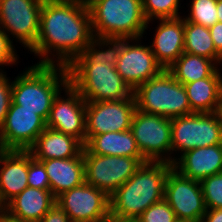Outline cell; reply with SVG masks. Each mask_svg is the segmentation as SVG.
<instances>
[{
    "label": "cell",
    "mask_w": 222,
    "mask_h": 222,
    "mask_svg": "<svg viewBox=\"0 0 222 222\" xmlns=\"http://www.w3.org/2000/svg\"><path fill=\"white\" fill-rule=\"evenodd\" d=\"M209 30L216 51L222 56V23L216 22L213 26L209 27Z\"/></svg>",
    "instance_id": "cell-35"
},
{
    "label": "cell",
    "mask_w": 222,
    "mask_h": 222,
    "mask_svg": "<svg viewBox=\"0 0 222 222\" xmlns=\"http://www.w3.org/2000/svg\"><path fill=\"white\" fill-rule=\"evenodd\" d=\"M104 222H137L136 219L118 218L113 215H109Z\"/></svg>",
    "instance_id": "cell-38"
},
{
    "label": "cell",
    "mask_w": 222,
    "mask_h": 222,
    "mask_svg": "<svg viewBox=\"0 0 222 222\" xmlns=\"http://www.w3.org/2000/svg\"><path fill=\"white\" fill-rule=\"evenodd\" d=\"M40 222H72L65 211L55 203Z\"/></svg>",
    "instance_id": "cell-34"
},
{
    "label": "cell",
    "mask_w": 222,
    "mask_h": 222,
    "mask_svg": "<svg viewBox=\"0 0 222 222\" xmlns=\"http://www.w3.org/2000/svg\"><path fill=\"white\" fill-rule=\"evenodd\" d=\"M158 20L160 23L150 47L156 61L167 69L184 53V18Z\"/></svg>",
    "instance_id": "cell-19"
},
{
    "label": "cell",
    "mask_w": 222,
    "mask_h": 222,
    "mask_svg": "<svg viewBox=\"0 0 222 222\" xmlns=\"http://www.w3.org/2000/svg\"><path fill=\"white\" fill-rule=\"evenodd\" d=\"M85 182L109 197L122 186L147 160L144 157H123L91 154L83 148Z\"/></svg>",
    "instance_id": "cell-8"
},
{
    "label": "cell",
    "mask_w": 222,
    "mask_h": 222,
    "mask_svg": "<svg viewBox=\"0 0 222 222\" xmlns=\"http://www.w3.org/2000/svg\"><path fill=\"white\" fill-rule=\"evenodd\" d=\"M172 163L147 161L110 196V214L137 219L154 203L164 199V186Z\"/></svg>",
    "instance_id": "cell-3"
},
{
    "label": "cell",
    "mask_w": 222,
    "mask_h": 222,
    "mask_svg": "<svg viewBox=\"0 0 222 222\" xmlns=\"http://www.w3.org/2000/svg\"><path fill=\"white\" fill-rule=\"evenodd\" d=\"M0 222H24L8 215L4 210L0 209Z\"/></svg>",
    "instance_id": "cell-37"
},
{
    "label": "cell",
    "mask_w": 222,
    "mask_h": 222,
    "mask_svg": "<svg viewBox=\"0 0 222 222\" xmlns=\"http://www.w3.org/2000/svg\"><path fill=\"white\" fill-rule=\"evenodd\" d=\"M164 199L178 220L200 222L207 210L200 181L186 178L173 168L166 177Z\"/></svg>",
    "instance_id": "cell-13"
},
{
    "label": "cell",
    "mask_w": 222,
    "mask_h": 222,
    "mask_svg": "<svg viewBox=\"0 0 222 222\" xmlns=\"http://www.w3.org/2000/svg\"><path fill=\"white\" fill-rule=\"evenodd\" d=\"M200 222H222V208L207 209Z\"/></svg>",
    "instance_id": "cell-36"
},
{
    "label": "cell",
    "mask_w": 222,
    "mask_h": 222,
    "mask_svg": "<svg viewBox=\"0 0 222 222\" xmlns=\"http://www.w3.org/2000/svg\"><path fill=\"white\" fill-rule=\"evenodd\" d=\"M122 44L123 39L94 36L67 67L69 83L86 102L120 100L133 95L115 68Z\"/></svg>",
    "instance_id": "cell-2"
},
{
    "label": "cell",
    "mask_w": 222,
    "mask_h": 222,
    "mask_svg": "<svg viewBox=\"0 0 222 222\" xmlns=\"http://www.w3.org/2000/svg\"><path fill=\"white\" fill-rule=\"evenodd\" d=\"M207 209L222 208V172L200 181Z\"/></svg>",
    "instance_id": "cell-29"
},
{
    "label": "cell",
    "mask_w": 222,
    "mask_h": 222,
    "mask_svg": "<svg viewBox=\"0 0 222 222\" xmlns=\"http://www.w3.org/2000/svg\"><path fill=\"white\" fill-rule=\"evenodd\" d=\"M177 222H192V221L178 220Z\"/></svg>",
    "instance_id": "cell-42"
},
{
    "label": "cell",
    "mask_w": 222,
    "mask_h": 222,
    "mask_svg": "<svg viewBox=\"0 0 222 222\" xmlns=\"http://www.w3.org/2000/svg\"><path fill=\"white\" fill-rule=\"evenodd\" d=\"M172 163L180 175L201 181L222 172V144L188 150Z\"/></svg>",
    "instance_id": "cell-18"
},
{
    "label": "cell",
    "mask_w": 222,
    "mask_h": 222,
    "mask_svg": "<svg viewBox=\"0 0 222 222\" xmlns=\"http://www.w3.org/2000/svg\"><path fill=\"white\" fill-rule=\"evenodd\" d=\"M88 9L95 37L139 42L148 28L142 0H96Z\"/></svg>",
    "instance_id": "cell-5"
},
{
    "label": "cell",
    "mask_w": 222,
    "mask_h": 222,
    "mask_svg": "<svg viewBox=\"0 0 222 222\" xmlns=\"http://www.w3.org/2000/svg\"><path fill=\"white\" fill-rule=\"evenodd\" d=\"M38 161L45 167L50 181V191L55 198L85 182L83 151L77 157Z\"/></svg>",
    "instance_id": "cell-21"
},
{
    "label": "cell",
    "mask_w": 222,
    "mask_h": 222,
    "mask_svg": "<svg viewBox=\"0 0 222 222\" xmlns=\"http://www.w3.org/2000/svg\"><path fill=\"white\" fill-rule=\"evenodd\" d=\"M66 97L55 96L46 120L48 128L77 138L83 145L86 143V101L68 82L65 87Z\"/></svg>",
    "instance_id": "cell-14"
},
{
    "label": "cell",
    "mask_w": 222,
    "mask_h": 222,
    "mask_svg": "<svg viewBox=\"0 0 222 222\" xmlns=\"http://www.w3.org/2000/svg\"><path fill=\"white\" fill-rule=\"evenodd\" d=\"M184 52L211 59L216 66L222 62V56L216 51L209 28L189 22L185 18Z\"/></svg>",
    "instance_id": "cell-26"
},
{
    "label": "cell",
    "mask_w": 222,
    "mask_h": 222,
    "mask_svg": "<svg viewBox=\"0 0 222 222\" xmlns=\"http://www.w3.org/2000/svg\"><path fill=\"white\" fill-rule=\"evenodd\" d=\"M13 42L10 40L6 32L0 27V66L15 65L17 63V53L13 47Z\"/></svg>",
    "instance_id": "cell-33"
},
{
    "label": "cell",
    "mask_w": 222,
    "mask_h": 222,
    "mask_svg": "<svg viewBox=\"0 0 222 222\" xmlns=\"http://www.w3.org/2000/svg\"><path fill=\"white\" fill-rule=\"evenodd\" d=\"M50 189L25 188L3 208L11 217L24 222H40L56 203Z\"/></svg>",
    "instance_id": "cell-20"
},
{
    "label": "cell",
    "mask_w": 222,
    "mask_h": 222,
    "mask_svg": "<svg viewBox=\"0 0 222 222\" xmlns=\"http://www.w3.org/2000/svg\"><path fill=\"white\" fill-rule=\"evenodd\" d=\"M219 113H220V115H221V117H222V102H221V105H220Z\"/></svg>",
    "instance_id": "cell-41"
},
{
    "label": "cell",
    "mask_w": 222,
    "mask_h": 222,
    "mask_svg": "<svg viewBox=\"0 0 222 222\" xmlns=\"http://www.w3.org/2000/svg\"><path fill=\"white\" fill-rule=\"evenodd\" d=\"M218 22L222 23V0H217Z\"/></svg>",
    "instance_id": "cell-39"
},
{
    "label": "cell",
    "mask_w": 222,
    "mask_h": 222,
    "mask_svg": "<svg viewBox=\"0 0 222 222\" xmlns=\"http://www.w3.org/2000/svg\"><path fill=\"white\" fill-rule=\"evenodd\" d=\"M68 82L67 67L35 64L12 81V102L47 120L55 96Z\"/></svg>",
    "instance_id": "cell-4"
},
{
    "label": "cell",
    "mask_w": 222,
    "mask_h": 222,
    "mask_svg": "<svg viewBox=\"0 0 222 222\" xmlns=\"http://www.w3.org/2000/svg\"><path fill=\"white\" fill-rule=\"evenodd\" d=\"M28 165V150H0V209L28 187Z\"/></svg>",
    "instance_id": "cell-17"
},
{
    "label": "cell",
    "mask_w": 222,
    "mask_h": 222,
    "mask_svg": "<svg viewBox=\"0 0 222 222\" xmlns=\"http://www.w3.org/2000/svg\"><path fill=\"white\" fill-rule=\"evenodd\" d=\"M46 127V120L35 111L12 102L0 128V150H28Z\"/></svg>",
    "instance_id": "cell-15"
},
{
    "label": "cell",
    "mask_w": 222,
    "mask_h": 222,
    "mask_svg": "<svg viewBox=\"0 0 222 222\" xmlns=\"http://www.w3.org/2000/svg\"><path fill=\"white\" fill-rule=\"evenodd\" d=\"M72 222H104L110 215V197L84 182L56 197Z\"/></svg>",
    "instance_id": "cell-11"
},
{
    "label": "cell",
    "mask_w": 222,
    "mask_h": 222,
    "mask_svg": "<svg viewBox=\"0 0 222 222\" xmlns=\"http://www.w3.org/2000/svg\"><path fill=\"white\" fill-rule=\"evenodd\" d=\"M27 180L28 187L50 189V181L44 165L40 161L34 159L30 152Z\"/></svg>",
    "instance_id": "cell-31"
},
{
    "label": "cell",
    "mask_w": 222,
    "mask_h": 222,
    "mask_svg": "<svg viewBox=\"0 0 222 222\" xmlns=\"http://www.w3.org/2000/svg\"><path fill=\"white\" fill-rule=\"evenodd\" d=\"M137 222H177V216L169 206L168 202L163 199L154 203L145 210L137 219Z\"/></svg>",
    "instance_id": "cell-30"
},
{
    "label": "cell",
    "mask_w": 222,
    "mask_h": 222,
    "mask_svg": "<svg viewBox=\"0 0 222 222\" xmlns=\"http://www.w3.org/2000/svg\"><path fill=\"white\" fill-rule=\"evenodd\" d=\"M83 148L77 138L46 127L28 151L36 160L67 159L77 157Z\"/></svg>",
    "instance_id": "cell-22"
},
{
    "label": "cell",
    "mask_w": 222,
    "mask_h": 222,
    "mask_svg": "<svg viewBox=\"0 0 222 222\" xmlns=\"http://www.w3.org/2000/svg\"><path fill=\"white\" fill-rule=\"evenodd\" d=\"M195 113H214L222 102V76L217 69L210 77L183 84Z\"/></svg>",
    "instance_id": "cell-23"
},
{
    "label": "cell",
    "mask_w": 222,
    "mask_h": 222,
    "mask_svg": "<svg viewBox=\"0 0 222 222\" xmlns=\"http://www.w3.org/2000/svg\"><path fill=\"white\" fill-rule=\"evenodd\" d=\"M190 8L187 21L208 28L218 22L217 0H192Z\"/></svg>",
    "instance_id": "cell-27"
},
{
    "label": "cell",
    "mask_w": 222,
    "mask_h": 222,
    "mask_svg": "<svg viewBox=\"0 0 222 222\" xmlns=\"http://www.w3.org/2000/svg\"><path fill=\"white\" fill-rule=\"evenodd\" d=\"M133 94L136 108L145 113L167 118L190 115V108L185 87L166 69L158 76L140 84Z\"/></svg>",
    "instance_id": "cell-6"
},
{
    "label": "cell",
    "mask_w": 222,
    "mask_h": 222,
    "mask_svg": "<svg viewBox=\"0 0 222 222\" xmlns=\"http://www.w3.org/2000/svg\"><path fill=\"white\" fill-rule=\"evenodd\" d=\"M96 155L143 157L131 130L121 132H107L92 136L84 145Z\"/></svg>",
    "instance_id": "cell-24"
},
{
    "label": "cell",
    "mask_w": 222,
    "mask_h": 222,
    "mask_svg": "<svg viewBox=\"0 0 222 222\" xmlns=\"http://www.w3.org/2000/svg\"><path fill=\"white\" fill-rule=\"evenodd\" d=\"M135 110L134 94L120 100L86 102V142L94 135L129 130Z\"/></svg>",
    "instance_id": "cell-12"
},
{
    "label": "cell",
    "mask_w": 222,
    "mask_h": 222,
    "mask_svg": "<svg viewBox=\"0 0 222 222\" xmlns=\"http://www.w3.org/2000/svg\"><path fill=\"white\" fill-rule=\"evenodd\" d=\"M44 0H0V27L30 51L39 35Z\"/></svg>",
    "instance_id": "cell-10"
},
{
    "label": "cell",
    "mask_w": 222,
    "mask_h": 222,
    "mask_svg": "<svg viewBox=\"0 0 222 222\" xmlns=\"http://www.w3.org/2000/svg\"><path fill=\"white\" fill-rule=\"evenodd\" d=\"M180 0H142L143 13L149 22L152 19L181 17L178 13Z\"/></svg>",
    "instance_id": "cell-28"
},
{
    "label": "cell",
    "mask_w": 222,
    "mask_h": 222,
    "mask_svg": "<svg viewBox=\"0 0 222 222\" xmlns=\"http://www.w3.org/2000/svg\"><path fill=\"white\" fill-rule=\"evenodd\" d=\"M130 130L140 153L147 161H176V157L169 156L172 154L170 118L145 113L136 108Z\"/></svg>",
    "instance_id": "cell-9"
},
{
    "label": "cell",
    "mask_w": 222,
    "mask_h": 222,
    "mask_svg": "<svg viewBox=\"0 0 222 222\" xmlns=\"http://www.w3.org/2000/svg\"><path fill=\"white\" fill-rule=\"evenodd\" d=\"M74 1L80 5L89 7L96 0H74Z\"/></svg>",
    "instance_id": "cell-40"
},
{
    "label": "cell",
    "mask_w": 222,
    "mask_h": 222,
    "mask_svg": "<svg viewBox=\"0 0 222 222\" xmlns=\"http://www.w3.org/2000/svg\"><path fill=\"white\" fill-rule=\"evenodd\" d=\"M222 144V117L218 112L192 113L171 118L172 151L184 153L200 147Z\"/></svg>",
    "instance_id": "cell-7"
},
{
    "label": "cell",
    "mask_w": 222,
    "mask_h": 222,
    "mask_svg": "<svg viewBox=\"0 0 222 222\" xmlns=\"http://www.w3.org/2000/svg\"><path fill=\"white\" fill-rule=\"evenodd\" d=\"M91 16L87 6L74 0H44L39 35L30 51L42 60L38 65L68 67L93 40ZM56 52V55L52 52ZM53 53V54H52ZM56 56L57 60L49 57Z\"/></svg>",
    "instance_id": "cell-1"
},
{
    "label": "cell",
    "mask_w": 222,
    "mask_h": 222,
    "mask_svg": "<svg viewBox=\"0 0 222 222\" xmlns=\"http://www.w3.org/2000/svg\"><path fill=\"white\" fill-rule=\"evenodd\" d=\"M206 57L184 52L166 70L180 83L187 84L210 77L218 67Z\"/></svg>",
    "instance_id": "cell-25"
},
{
    "label": "cell",
    "mask_w": 222,
    "mask_h": 222,
    "mask_svg": "<svg viewBox=\"0 0 222 222\" xmlns=\"http://www.w3.org/2000/svg\"><path fill=\"white\" fill-rule=\"evenodd\" d=\"M134 39H123L115 65L124 82L134 91L140 84L158 76L164 69L156 61L150 46L129 44Z\"/></svg>",
    "instance_id": "cell-16"
},
{
    "label": "cell",
    "mask_w": 222,
    "mask_h": 222,
    "mask_svg": "<svg viewBox=\"0 0 222 222\" xmlns=\"http://www.w3.org/2000/svg\"><path fill=\"white\" fill-rule=\"evenodd\" d=\"M0 71V128L4 125L6 115L12 103V82Z\"/></svg>",
    "instance_id": "cell-32"
}]
</instances>
